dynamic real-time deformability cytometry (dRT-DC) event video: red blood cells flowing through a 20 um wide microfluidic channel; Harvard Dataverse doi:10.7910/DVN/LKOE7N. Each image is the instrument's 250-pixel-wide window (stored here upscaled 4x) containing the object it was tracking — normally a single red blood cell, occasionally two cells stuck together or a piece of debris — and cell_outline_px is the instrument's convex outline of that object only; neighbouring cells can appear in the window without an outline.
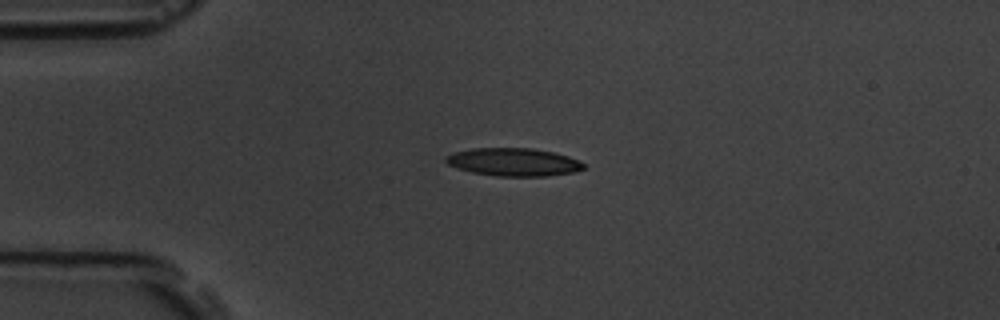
{"species": "common noctule bat (a hibernating species)", "species_latin": "Nyctalus noctula", "temperature_condition": "room temperature", "stored_images_in_passage": 3, "camera_frame_rate_fps": 3000, "um_per_image_px": 0.085, "animal": {"sex": "male", "body_mass_g": 19.5, "forearm_length_mm": 54.6}, "frame": {"image": 1, "passage_image": 1, "time_ms": 0.0, "image_size_px": [1000, 320], "cell_outline_px": [[584, 168], [572, 172], [548, 176], [496, 176], [472, 172], [456, 168], [448, 164], [444, 160], [444, 156], [452, 152], [472, 148], [532, 148], [552, 152], [568, 156], [580, 160], [584, 164]], "centroid_in_image_um": [43.6, 13.77], "position_along_channel_um": 41.4, "area_um2": 22.54}}
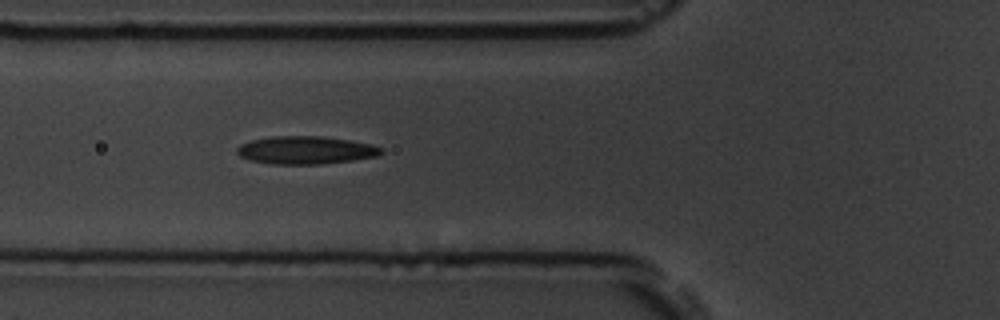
{"frame": {"image": 2, "passage_image": 3, "time_ms": 2.333, "image_size_px": [1000, 320], "cell_outline_px": [[384, 152], [380, 156], [352, 160], [320, 164], [272, 164], [248, 160], [240, 156], [236, 152], [236, 148], [240, 144], [252, 140], [272, 136], [320, 136], [348, 140], [372, 144], [384, 148]], "centroid_in_image_um": [26.0, 12.76], "position_along_channel_um": 99.8, "area_um2": 23.58}}